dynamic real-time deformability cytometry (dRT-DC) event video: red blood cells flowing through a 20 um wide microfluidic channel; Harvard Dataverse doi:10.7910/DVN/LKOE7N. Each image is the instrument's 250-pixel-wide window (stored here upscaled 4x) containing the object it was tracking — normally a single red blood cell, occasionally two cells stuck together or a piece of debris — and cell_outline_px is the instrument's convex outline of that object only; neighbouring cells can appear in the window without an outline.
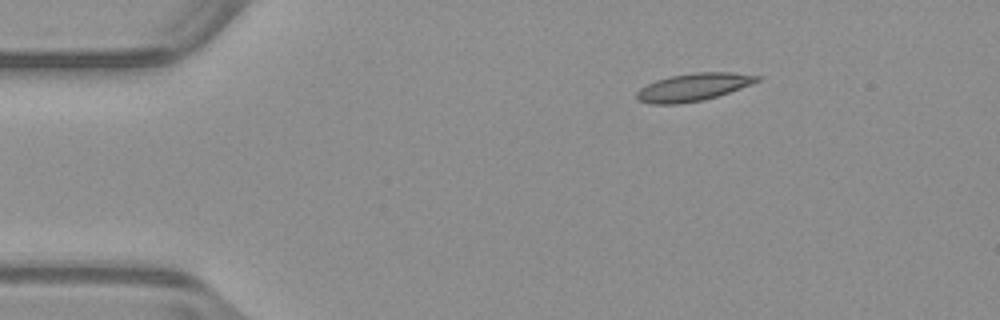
{"species": "common noctule bat (a hibernating species)", "species_latin": "Nyctalus noctula", "temperature_condition": "warm", "stored_images_in_passage": 45, "camera_frame_rate_fps": 3000, "um_per_image_px": 0.085, "animal": {"sex": "male", "body_mass_g": 23.1, "forearm_length_mm": 52.7}, "frame": {"image": 1, "passage_image": 1, "time_ms": 0.0, "image_size_px": [1000, 320], "cell_outline_px": [[760, 80], [752, 84], [704, 100], [680, 104], [648, 104], [640, 100], [636, 96], [636, 92], [640, 88], [656, 80], [672, 76], [696, 72], [732, 72], [760, 76]], "centroid_in_image_um": [58.92, 7.41], "position_along_channel_um": 26.1, "area_um2": 19.25}}
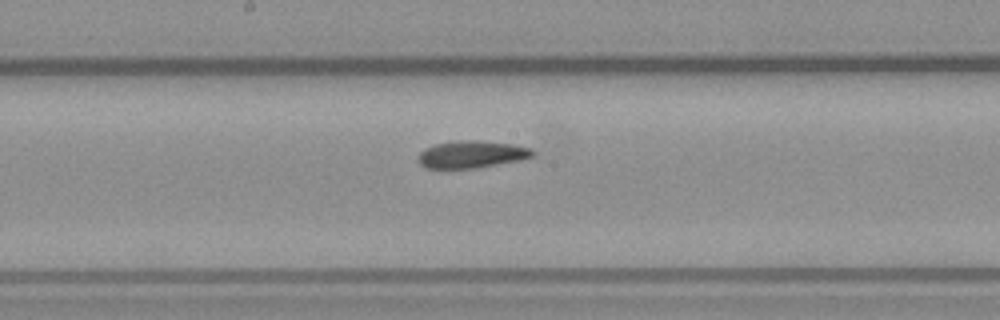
{"frame": {"image": 2, "passage_image": 20, "time_ms": 6.333, "image_size_px": [1000, 320], "cell_outline_px": [[536, 156], [520, 160], [476, 168], [424, 168], [416, 160], [420, 152], [424, 148], [436, 144], [456, 140], [476, 140], [512, 144], [532, 148], [536, 152]], "centroid_in_image_um": [40.1, 13.12], "position_along_channel_um": 208.1, "area_um2": 18.38}}
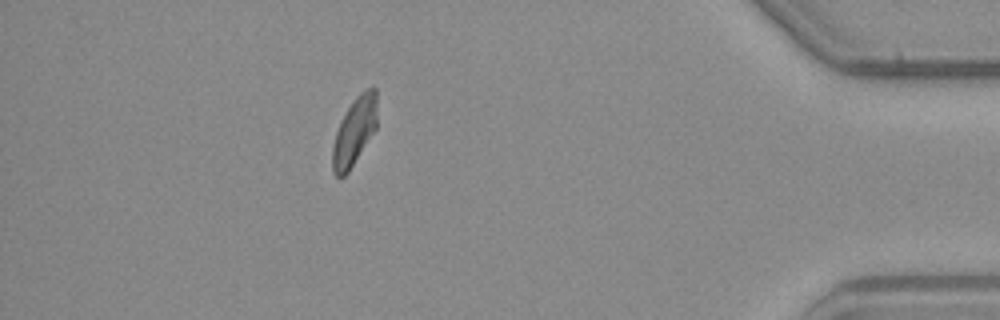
{"frame": {"image": 3, "passage_image": 39, "time_ms": 12.667, "image_size_px": [1000, 320], "cell_outline_px": [[376, 128], [348, 172], [344, 176], [336, 176], [332, 172], [332, 148], [336, 132], [348, 108], [356, 96], [364, 88], [372, 84], [376, 88]], "centroid_in_image_um": [30.13, 11.13], "position_along_channel_um": 405.1, "area_um2": 17.46}, "authors_computed_cell_mechanics": {"area_um2": 18.3226, "velocity_mm_per_s": 3.9332, "shape_relaxation_time_tau1_ms": 9.0205, "shape_relaxation_time_tau2_ms": 2.975, "deformation_change_tau1": 0.1917, "deformation_change_tau2": 0.0884}}